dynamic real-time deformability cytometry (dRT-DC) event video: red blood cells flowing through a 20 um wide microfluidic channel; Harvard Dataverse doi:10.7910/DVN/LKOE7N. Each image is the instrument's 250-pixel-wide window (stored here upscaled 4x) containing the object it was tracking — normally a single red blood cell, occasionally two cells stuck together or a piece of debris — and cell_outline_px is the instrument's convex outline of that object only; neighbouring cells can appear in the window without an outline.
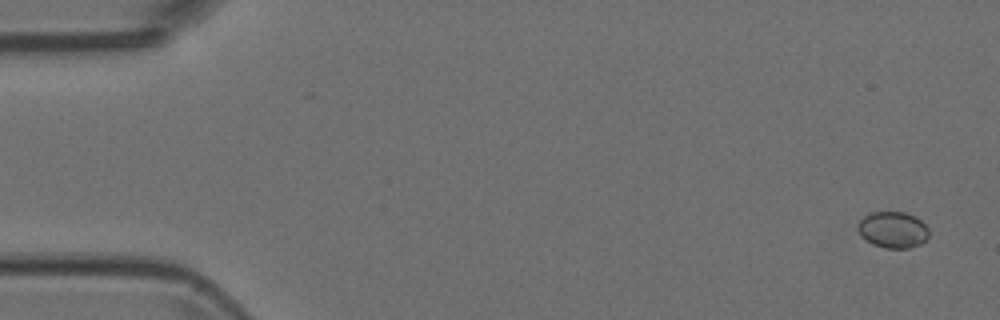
{"species": "Egyptian fruit bat (a non-hibernating species)", "species_latin": "Rousettus aegyptiacus", "temperature_condition": "room temperature", "stored_images_in_passage": 4, "camera_frame_rate_fps": 3000, "um_per_image_px": 0.085, "animal": {"sex": "female"}, "frame": {"image": 1, "passage_image": 1, "time_ms": 0.0, "image_size_px": [1000, 320], "cell_outline_px": [[928, 236], [920, 244], [908, 248], [884, 248], [872, 244], [860, 236], [856, 228], [860, 220], [864, 216], [872, 212], [904, 212], [916, 216], [928, 228]], "centroid_in_image_um": [75.86, 19.53], "position_along_channel_um": 9.1, "area_um2": 15.09}}
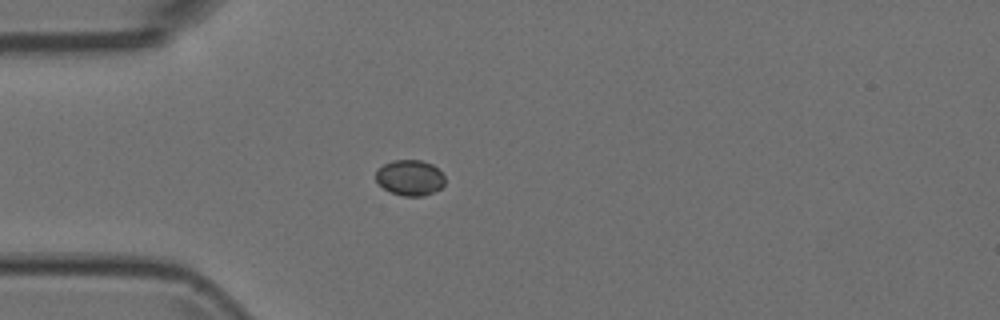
{"frame": {"image": 2, "passage_image": 4, "time_ms": 1.0, "image_size_px": [1000, 320], "cell_outline_px": [[444, 184], [440, 188], [424, 196], [404, 196], [392, 192], [384, 188], [376, 180], [376, 172], [384, 164], [392, 160], [420, 160], [432, 164], [444, 176]], "centroid_in_image_um": [34.84, 15.1], "position_along_channel_um": 50.2, "area_um2": 14.1}}